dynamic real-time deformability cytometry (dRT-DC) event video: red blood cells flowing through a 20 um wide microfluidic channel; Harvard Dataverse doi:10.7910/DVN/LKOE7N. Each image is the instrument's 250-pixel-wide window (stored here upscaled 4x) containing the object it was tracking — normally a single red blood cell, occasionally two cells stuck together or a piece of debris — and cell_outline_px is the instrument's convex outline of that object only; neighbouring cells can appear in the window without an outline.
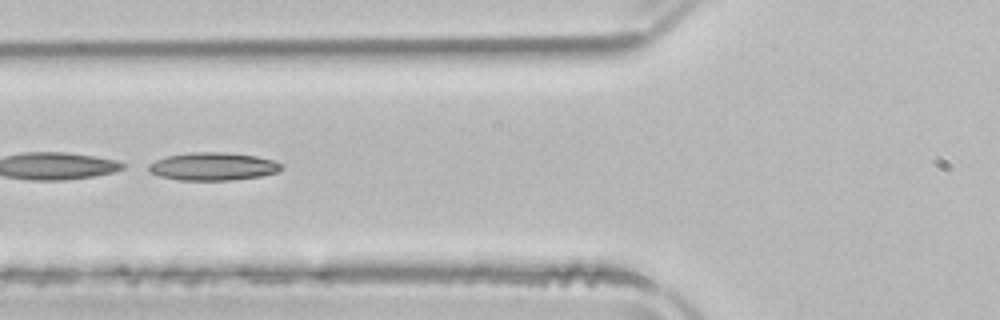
{"species": "common noctule bat (a hibernating species)", "species_latin": "Nyctalus noctula", "temperature_condition": "room temperature", "stored_images_in_passage": 35, "camera_frame_rate_fps": 3000, "um_per_image_px": 0.085, "animal": {"sex": "male", "body_mass_g": 21.5, "forearm_length_mm": 52.0}, "frame": {"image": 1, "passage_image": 20, "time_ms": 6.333, "image_size_px": [1000, 320], "cell_outline_px": [[284, 168], [280, 172], [260, 176], [228, 180], [180, 180], [160, 176], [152, 172], [148, 168], [148, 164], [156, 160], [168, 156], [188, 152], [228, 152], [256, 156], [272, 160], [284, 164]], "centroid_in_image_um": [18.16, 14.14], "position_along_channel_um": 107.6, "area_um2": 21.62}}